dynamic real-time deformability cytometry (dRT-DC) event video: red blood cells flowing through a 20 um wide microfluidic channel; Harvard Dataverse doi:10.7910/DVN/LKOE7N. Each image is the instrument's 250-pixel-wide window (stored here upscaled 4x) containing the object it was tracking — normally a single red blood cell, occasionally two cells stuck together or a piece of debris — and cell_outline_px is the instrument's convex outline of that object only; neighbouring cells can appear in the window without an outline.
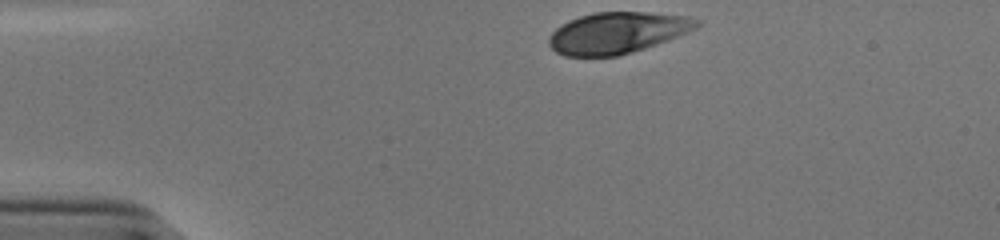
{"species": "human", "species_latin": "Homo sapiens", "temperature_condition": "cold", "stored_images_in_passage": 33, "camera_frame_rate_fps": 3000, "um_per_image_px": 0.085, "donor": {"sex": "male"}, "frame": {"image": 1, "passage_image": 1, "time_ms": 0.0, "image_size_px": [1000, 240], "cell_outline_px": [[704, 20], [696, 28], [688, 32], [668, 40], [620, 56], [564, 56], [556, 52], [548, 44], [548, 36], [560, 24], [568, 20], [580, 16], [596, 12], [648, 12], [688, 16]], "centroid_in_image_um": [52.48, 2.78], "position_along_channel_um": 32.5, "area_um2": 35.84}}
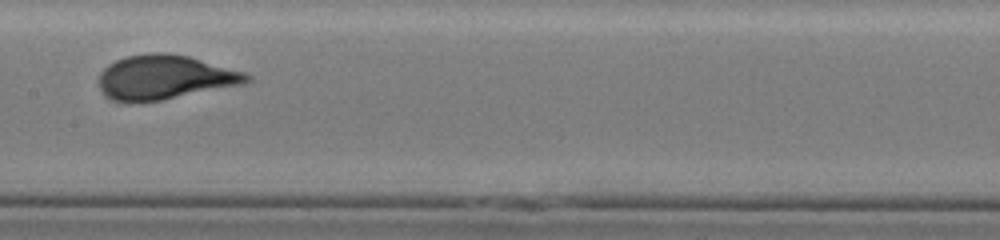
{"frame": {"image": 2, "passage_image": 18, "time_ms": 5.667, "image_size_px": [1000, 240], "cell_outline_px": [[252, 80], [244, 84], [160, 100], [112, 100], [100, 88], [100, 72], [108, 64], [116, 60], [128, 56], [148, 52], [164, 52], [188, 56], [244, 72], [252, 76]], "centroid_in_image_um": [14.04, 6.54], "position_along_channel_um": 193.4, "area_um2": 37.51}}
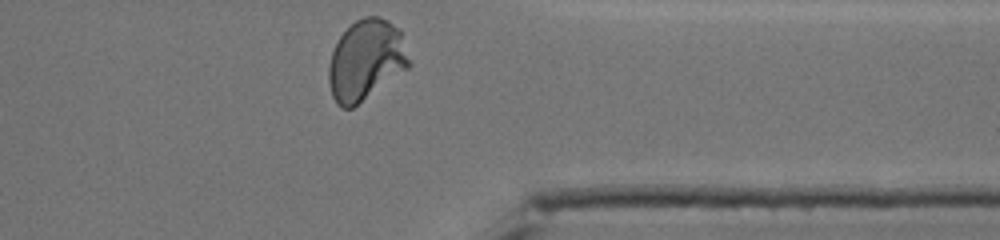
{"frame": {"image": 3, "passage_image": 33, "time_ms": 10.667, "image_size_px": [1000, 240], "cell_outline_px": [[412, 64], [408, 68], [352, 108], [340, 108], [336, 104], [332, 96], [328, 80], [328, 68], [332, 52], [340, 36], [356, 20], [364, 16], [380, 16], [388, 20], [400, 32]], "centroid_in_image_um": [31.09, 5.12], "position_along_channel_um": 380.3, "area_um2": 37.51}, "authors_computed_cell_mechanics": {"area_um2": 36.8764, "velocity_mm_per_s": 3.849, "shape_relaxation_time_tau1_ms": 5.0957, "shape_relaxation_time_tau2_ms": null, "deformation_change_tau1": 0.2012, "deformation_change_tau2": null}}